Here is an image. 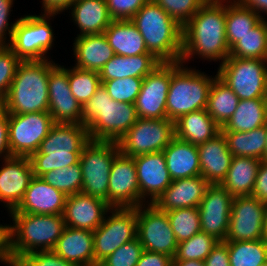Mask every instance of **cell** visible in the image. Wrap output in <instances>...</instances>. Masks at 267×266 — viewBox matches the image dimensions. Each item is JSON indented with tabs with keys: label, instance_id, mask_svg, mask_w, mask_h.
Returning <instances> with one entry per match:
<instances>
[{
	"label": "cell",
	"instance_id": "obj_1",
	"mask_svg": "<svg viewBox=\"0 0 267 266\" xmlns=\"http://www.w3.org/2000/svg\"><path fill=\"white\" fill-rule=\"evenodd\" d=\"M230 54L226 38V5L205 3L183 26L181 63L192 56L221 60L222 64Z\"/></svg>",
	"mask_w": 267,
	"mask_h": 266
},
{
	"label": "cell",
	"instance_id": "obj_2",
	"mask_svg": "<svg viewBox=\"0 0 267 266\" xmlns=\"http://www.w3.org/2000/svg\"><path fill=\"white\" fill-rule=\"evenodd\" d=\"M137 120L135 104L113 100L102 84L82 108V124L94 141L118 143Z\"/></svg>",
	"mask_w": 267,
	"mask_h": 266
},
{
	"label": "cell",
	"instance_id": "obj_3",
	"mask_svg": "<svg viewBox=\"0 0 267 266\" xmlns=\"http://www.w3.org/2000/svg\"><path fill=\"white\" fill-rule=\"evenodd\" d=\"M55 65L48 59L20 61L3 100L5 111L8 114L48 112L49 72Z\"/></svg>",
	"mask_w": 267,
	"mask_h": 266
},
{
	"label": "cell",
	"instance_id": "obj_4",
	"mask_svg": "<svg viewBox=\"0 0 267 266\" xmlns=\"http://www.w3.org/2000/svg\"><path fill=\"white\" fill-rule=\"evenodd\" d=\"M89 141L84 124L55 123L39 150L29 157L33 175L41 177L48 171L79 163L82 149Z\"/></svg>",
	"mask_w": 267,
	"mask_h": 266
},
{
	"label": "cell",
	"instance_id": "obj_5",
	"mask_svg": "<svg viewBox=\"0 0 267 266\" xmlns=\"http://www.w3.org/2000/svg\"><path fill=\"white\" fill-rule=\"evenodd\" d=\"M148 52L161 62H180L183 27L162 7L148 0L132 17Z\"/></svg>",
	"mask_w": 267,
	"mask_h": 266
},
{
	"label": "cell",
	"instance_id": "obj_6",
	"mask_svg": "<svg viewBox=\"0 0 267 266\" xmlns=\"http://www.w3.org/2000/svg\"><path fill=\"white\" fill-rule=\"evenodd\" d=\"M11 252L14 261L23 255L53 250L66 225L63 215L10 213ZM39 247V248H38Z\"/></svg>",
	"mask_w": 267,
	"mask_h": 266
},
{
	"label": "cell",
	"instance_id": "obj_7",
	"mask_svg": "<svg viewBox=\"0 0 267 266\" xmlns=\"http://www.w3.org/2000/svg\"><path fill=\"white\" fill-rule=\"evenodd\" d=\"M171 62V82L166 100V118L175 122L190 112L206 109L212 77Z\"/></svg>",
	"mask_w": 267,
	"mask_h": 266
},
{
	"label": "cell",
	"instance_id": "obj_8",
	"mask_svg": "<svg viewBox=\"0 0 267 266\" xmlns=\"http://www.w3.org/2000/svg\"><path fill=\"white\" fill-rule=\"evenodd\" d=\"M120 152L118 143L90 140L82 149V193L108 203L109 177L114 157Z\"/></svg>",
	"mask_w": 267,
	"mask_h": 266
},
{
	"label": "cell",
	"instance_id": "obj_9",
	"mask_svg": "<svg viewBox=\"0 0 267 266\" xmlns=\"http://www.w3.org/2000/svg\"><path fill=\"white\" fill-rule=\"evenodd\" d=\"M217 76L239 100L267 98V60L228 57Z\"/></svg>",
	"mask_w": 267,
	"mask_h": 266
},
{
	"label": "cell",
	"instance_id": "obj_10",
	"mask_svg": "<svg viewBox=\"0 0 267 266\" xmlns=\"http://www.w3.org/2000/svg\"><path fill=\"white\" fill-rule=\"evenodd\" d=\"M55 15L44 13L17 19L9 47L21 61L48 59L45 55L52 48L54 35L47 19Z\"/></svg>",
	"mask_w": 267,
	"mask_h": 266
},
{
	"label": "cell",
	"instance_id": "obj_11",
	"mask_svg": "<svg viewBox=\"0 0 267 266\" xmlns=\"http://www.w3.org/2000/svg\"><path fill=\"white\" fill-rule=\"evenodd\" d=\"M109 212L112 215L93 231L95 266L137 237V207H111Z\"/></svg>",
	"mask_w": 267,
	"mask_h": 266
},
{
	"label": "cell",
	"instance_id": "obj_12",
	"mask_svg": "<svg viewBox=\"0 0 267 266\" xmlns=\"http://www.w3.org/2000/svg\"><path fill=\"white\" fill-rule=\"evenodd\" d=\"M175 137V122L167 118H138L136 123L119 140L122 154L135 157L163 151Z\"/></svg>",
	"mask_w": 267,
	"mask_h": 266
},
{
	"label": "cell",
	"instance_id": "obj_13",
	"mask_svg": "<svg viewBox=\"0 0 267 266\" xmlns=\"http://www.w3.org/2000/svg\"><path fill=\"white\" fill-rule=\"evenodd\" d=\"M54 124L49 112L8 114L11 156L30 157L37 152Z\"/></svg>",
	"mask_w": 267,
	"mask_h": 266
},
{
	"label": "cell",
	"instance_id": "obj_14",
	"mask_svg": "<svg viewBox=\"0 0 267 266\" xmlns=\"http://www.w3.org/2000/svg\"><path fill=\"white\" fill-rule=\"evenodd\" d=\"M147 203L137 207V237L144 250L174 258L178 243L167 213Z\"/></svg>",
	"mask_w": 267,
	"mask_h": 266
},
{
	"label": "cell",
	"instance_id": "obj_15",
	"mask_svg": "<svg viewBox=\"0 0 267 266\" xmlns=\"http://www.w3.org/2000/svg\"><path fill=\"white\" fill-rule=\"evenodd\" d=\"M267 204L252 195L233 198L228 234L225 241L263 239V224Z\"/></svg>",
	"mask_w": 267,
	"mask_h": 266
},
{
	"label": "cell",
	"instance_id": "obj_16",
	"mask_svg": "<svg viewBox=\"0 0 267 266\" xmlns=\"http://www.w3.org/2000/svg\"><path fill=\"white\" fill-rule=\"evenodd\" d=\"M171 82V62H162L143 78L135 102L138 118H166V100Z\"/></svg>",
	"mask_w": 267,
	"mask_h": 266
},
{
	"label": "cell",
	"instance_id": "obj_17",
	"mask_svg": "<svg viewBox=\"0 0 267 266\" xmlns=\"http://www.w3.org/2000/svg\"><path fill=\"white\" fill-rule=\"evenodd\" d=\"M233 198L220 184L207 187L198 206L202 232L213 236L218 241H225Z\"/></svg>",
	"mask_w": 267,
	"mask_h": 266
},
{
	"label": "cell",
	"instance_id": "obj_18",
	"mask_svg": "<svg viewBox=\"0 0 267 266\" xmlns=\"http://www.w3.org/2000/svg\"><path fill=\"white\" fill-rule=\"evenodd\" d=\"M108 204L111 207H138L141 195L134 157L119 152L110 170Z\"/></svg>",
	"mask_w": 267,
	"mask_h": 266
},
{
	"label": "cell",
	"instance_id": "obj_19",
	"mask_svg": "<svg viewBox=\"0 0 267 266\" xmlns=\"http://www.w3.org/2000/svg\"><path fill=\"white\" fill-rule=\"evenodd\" d=\"M49 109L54 123L82 124V105L71 93L68 69L55 65L48 79Z\"/></svg>",
	"mask_w": 267,
	"mask_h": 266
},
{
	"label": "cell",
	"instance_id": "obj_20",
	"mask_svg": "<svg viewBox=\"0 0 267 266\" xmlns=\"http://www.w3.org/2000/svg\"><path fill=\"white\" fill-rule=\"evenodd\" d=\"M137 170V180L141 195V205L150 196V204H153L158 197L172 183L169 171L166 166L163 151L142 154L134 157ZM146 197V198H145Z\"/></svg>",
	"mask_w": 267,
	"mask_h": 266
},
{
	"label": "cell",
	"instance_id": "obj_21",
	"mask_svg": "<svg viewBox=\"0 0 267 266\" xmlns=\"http://www.w3.org/2000/svg\"><path fill=\"white\" fill-rule=\"evenodd\" d=\"M0 169V201L10 211L15 210L34 177L29 157L11 156L3 159Z\"/></svg>",
	"mask_w": 267,
	"mask_h": 266
},
{
	"label": "cell",
	"instance_id": "obj_22",
	"mask_svg": "<svg viewBox=\"0 0 267 266\" xmlns=\"http://www.w3.org/2000/svg\"><path fill=\"white\" fill-rule=\"evenodd\" d=\"M110 208L104 200L82 192L69 195L63 212L65 225L95 231L102 224Z\"/></svg>",
	"mask_w": 267,
	"mask_h": 266
},
{
	"label": "cell",
	"instance_id": "obj_23",
	"mask_svg": "<svg viewBox=\"0 0 267 266\" xmlns=\"http://www.w3.org/2000/svg\"><path fill=\"white\" fill-rule=\"evenodd\" d=\"M67 196L46 183L40 177H33L25 191L24 198L10 213L41 215H63Z\"/></svg>",
	"mask_w": 267,
	"mask_h": 266
},
{
	"label": "cell",
	"instance_id": "obj_24",
	"mask_svg": "<svg viewBox=\"0 0 267 266\" xmlns=\"http://www.w3.org/2000/svg\"><path fill=\"white\" fill-rule=\"evenodd\" d=\"M209 185L201 175L173 180L153 204L163 212L198 207Z\"/></svg>",
	"mask_w": 267,
	"mask_h": 266
},
{
	"label": "cell",
	"instance_id": "obj_25",
	"mask_svg": "<svg viewBox=\"0 0 267 266\" xmlns=\"http://www.w3.org/2000/svg\"><path fill=\"white\" fill-rule=\"evenodd\" d=\"M198 147L201 176L210 184H221L228 170L233 155L222 132Z\"/></svg>",
	"mask_w": 267,
	"mask_h": 266
},
{
	"label": "cell",
	"instance_id": "obj_26",
	"mask_svg": "<svg viewBox=\"0 0 267 266\" xmlns=\"http://www.w3.org/2000/svg\"><path fill=\"white\" fill-rule=\"evenodd\" d=\"M53 251L77 266H95L93 231L66 226Z\"/></svg>",
	"mask_w": 267,
	"mask_h": 266
},
{
	"label": "cell",
	"instance_id": "obj_27",
	"mask_svg": "<svg viewBox=\"0 0 267 266\" xmlns=\"http://www.w3.org/2000/svg\"><path fill=\"white\" fill-rule=\"evenodd\" d=\"M75 67L100 72L102 67L115 55L104 33L77 36L73 43Z\"/></svg>",
	"mask_w": 267,
	"mask_h": 266
},
{
	"label": "cell",
	"instance_id": "obj_28",
	"mask_svg": "<svg viewBox=\"0 0 267 266\" xmlns=\"http://www.w3.org/2000/svg\"><path fill=\"white\" fill-rule=\"evenodd\" d=\"M172 180L200 176L198 147L176 136L163 150Z\"/></svg>",
	"mask_w": 267,
	"mask_h": 266
},
{
	"label": "cell",
	"instance_id": "obj_29",
	"mask_svg": "<svg viewBox=\"0 0 267 266\" xmlns=\"http://www.w3.org/2000/svg\"><path fill=\"white\" fill-rule=\"evenodd\" d=\"M162 62L152 53L135 56L115 54L100 70L101 81L121 79L126 77L144 78Z\"/></svg>",
	"mask_w": 267,
	"mask_h": 266
},
{
	"label": "cell",
	"instance_id": "obj_30",
	"mask_svg": "<svg viewBox=\"0 0 267 266\" xmlns=\"http://www.w3.org/2000/svg\"><path fill=\"white\" fill-rule=\"evenodd\" d=\"M70 10L74 23L80 29L77 36L102 34L113 21L106 0H75Z\"/></svg>",
	"mask_w": 267,
	"mask_h": 266
},
{
	"label": "cell",
	"instance_id": "obj_31",
	"mask_svg": "<svg viewBox=\"0 0 267 266\" xmlns=\"http://www.w3.org/2000/svg\"><path fill=\"white\" fill-rule=\"evenodd\" d=\"M220 132L221 127L206 109L190 112L175 121V136L196 146L213 139Z\"/></svg>",
	"mask_w": 267,
	"mask_h": 266
},
{
	"label": "cell",
	"instance_id": "obj_32",
	"mask_svg": "<svg viewBox=\"0 0 267 266\" xmlns=\"http://www.w3.org/2000/svg\"><path fill=\"white\" fill-rule=\"evenodd\" d=\"M104 35L117 55L135 56L150 53L131 20H113L105 29Z\"/></svg>",
	"mask_w": 267,
	"mask_h": 266
},
{
	"label": "cell",
	"instance_id": "obj_33",
	"mask_svg": "<svg viewBox=\"0 0 267 266\" xmlns=\"http://www.w3.org/2000/svg\"><path fill=\"white\" fill-rule=\"evenodd\" d=\"M260 162V159L233 156L228 173L220 185L233 197L251 195Z\"/></svg>",
	"mask_w": 267,
	"mask_h": 266
},
{
	"label": "cell",
	"instance_id": "obj_34",
	"mask_svg": "<svg viewBox=\"0 0 267 266\" xmlns=\"http://www.w3.org/2000/svg\"><path fill=\"white\" fill-rule=\"evenodd\" d=\"M267 122V98L239 100L237 108L221 132H249Z\"/></svg>",
	"mask_w": 267,
	"mask_h": 266
},
{
	"label": "cell",
	"instance_id": "obj_35",
	"mask_svg": "<svg viewBox=\"0 0 267 266\" xmlns=\"http://www.w3.org/2000/svg\"><path fill=\"white\" fill-rule=\"evenodd\" d=\"M238 102V96L216 74L209 91L206 107L210 117L220 127H223L235 112Z\"/></svg>",
	"mask_w": 267,
	"mask_h": 266
},
{
	"label": "cell",
	"instance_id": "obj_36",
	"mask_svg": "<svg viewBox=\"0 0 267 266\" xmlns=\"http://www.w3.org/2000/svg\"><path fill=\"white\" fill-rule=\"evenodd\" d=\"M233 156H246L263 160L266 148L265 125L249 132H222Z\"/></svg>",
	"mask_w": 267,
	"mask_h": 266
},
{
	"label": "cell",
	"instance_id": "obj_37",
	"mask_svg": "<svg viewBox=\"0 0 267 266\" xmlns=\"http://www.w3.org/2000/svg\"><path fill=\"white\" fill-rule=\"evenodd\" d=\"M226 5V38L229 48L250 32L262 18L251 8L237 3Z\"/></svg>",
	"mask_w": 267,
	"mask_h": 266
},
{
	"label": "cell",
	"instance_id": "obj_38",
	"mask_svg": "<svg viewBox=\"0 0 267 266\" xmlns=\"http://www.w3.org/2000/svg\"><path fill=\"white\" fill-rule=\"evenodd\" d=\"M264 19L230 48V57L267 60V21Z\"/></svg>",
	"mask_w": 267,
	"mask_h": 266
},
{
	"label": "cell",
	"instance_id": "obj_39",
	"mask_svg": "<svg viewBox=\"0 0 267 266\" xmlns=\"http://www.w3.org/2000/svg\"><path fill=\"white\" fill-rule=\"evenodd\" d=\"M228 246L230 266H260L267 262V242L224 241Z\"/></svg>",
	"mask_w": 267,
	"mask_h": 266
},
{
	"label": "cell",
	"instance_id": "obj_40",
	"mask_svg": "<svg viewBox=\"0 0 267 266\" xmlns=\"http://www.w3.org/2000/svg\"><path fill=\"white\" fill-rule=\"evenodd\" d=\"M166 213L177 243L186 241L201 232L198 207L174 209Z\"/></svg>",
	"mask_w": 267,
	"mask_h": 266
},
{
	"label": "cell",
	"instance_id": "obj_41",
	"mask_svg": "<svg viewBox=\"0 0 267 266\" xmlns=\"http://www.w3.org/2000/svg\"><path fill=\"white\" fill-rule=\"evenodd\" d=\"M68 80L71 93L82 107L102 84L99 72L79 69L75 66L68 69Z\"/></svg>",
	"mask_w": 267,
	"mask_h": 266
},
{
	"label": "cell",
	"instance_id": "obj_42",
	"mask_svg": "<svg viewBox=\"0 0 267 266\" xmlns=\"http://www.w3.org/2000/svg\"><path fill=\"white\" fill-rule=\"evenodd\" d=\"M40 178L66 196L82 191V171L79 163L48 171Z\"/></svg>",
	"mask_w": 267,
	"mask_h": 266
},
{
	"label": "cell",
	"instance_id": "obj_43",
	"mask_svg": "<svg viewBox=\"0 0 267 266\" xmlns=\"http://www.w3.org/2000/svg\"><path fill=\"white\" fill-rule=\"evenodd\" d=\"M217 242L218 240L205 232L196 233L190 239L178 243L173 260L205 261Z\"/></svg>",
	"mask_w": 267,
	"mask_h": 266
},
{
	"label": "cell",
	"instance_id": "obj_44",
	"mask_svg": "<svg viewBox=\"0 0 267 266\" xmlns=\"http://www.w3.org/2000/svg\"><path fill=\"white\" fill-rule=\"evenodd\" d=\"M101 82L113 100L135 104L143 78L126 77Z\"/></svg>",
	"mask_w": 267,
	"mask_h": 266
},
{
	"label": "cell",
	"instance_id": "obj_45",
	"mask_svg": "<svg viewBox=\"0 0 267 266\" xmlns=\"http://www.w3.org/2000/svg\"><path fill=\"white\" fill-rule=\"evenodd\" d=\"M138 237L119 246L112 254L103 259L98 266H136L143 252Z\"/></svg>",
	"mask_w": 267,
	"mask_h": 266
},
{
	"label": "cell",
	"instance_id": "obj_46",
	"mask_svg": "<svg viewBox=\"0 0 267 266\" xmlns=\"http://www.w3.org/2000/svg\"><path fill=\"white\" fill-rule=\"evenodd\" d=\"M182 27L206 3L204 0H153Z\"/></svg>",
	"mask_w": 267,
	"mask_h": 266
},
{
	"label": "cell",
	"instance_id": "obj_47",
	"mask_svg": "<svg viewBox=\"0 0 267 266\" xmlns=\"http://www.w3.org/2000/svg\"><path fill=\"white\" fill-rule=\"evenodd\" d=\"M21 60L9 46H0V99L4 100Z\"/></svg>",
	"mask_w": 267,
	"mask_h": 266
},
{
	"label": "cell",
	"instance_id": "obj_48",
	"mask_svg": "<svg viewBox=\"0 0 267 266\" xmlns=\"http://www.w3.org/2000/svg\"><path fill=\"white\" fill-rule=\"evenodd\" d=\"M14 266H77L76 264L64 260L53 250L36 251L18 257Z\"/></svg>",
	"mask_w": 267,
	"mask_h": 266
},
{
	"label": "cell",
	"instance_id": "obj_49",
	"mask_svg": "<svg viewBox=\"0 0 267 266\" xmlns=\"http://www.w3.org/2000/svg\"><path fill=\"white\" fill-rule=\"evenodd\" d=\"M148 0H106L113 20H131Z\"/></svg>",
	"mask_w": 267,
	"mask_h": 266
},
{
	"label": "cell",
	"instance_id": "obj_50",
	"mask_svg": "<svg viewBox=\"0 0 267 266\" xmlns=\"http://www.w3.org/2000/svg\"><path fill=\"white\" fill-rule=\"evenodd\" d=\"M12 5H13V0H0V46L10 45L13 35V30L17 23V20L14 23H11V25H9L8 23ZM7 31L9 35V40H8L9 42L6 41Z\"/></svg>",
	"mask_w": 267,
	"mask_h": 266
},
{
	"label": "cell",
	"instance_id": "obj_51",
	"mask_svg": "<svg viewBox=\"0 0 267 266\" xmlns=\"http://www.w3.org/2000/svg\"><path fill=\"white\" fill-rule=\"evenodd\" d=\"M204 263L205 266H230L227 244L224 241H218Z\"/></svg>",
	"mask_w": 267,
	"mask_h": 266
},
{
	"label": "cell",
	"instance_id": "obj_52",
	"mask_svg": "<svg viewBox=\"0 0 267 266\" xmlns=\"http://www.w3.org/2000/svg\"><path fill=\"white\" fill-rule=\"evenodd\" d=\"M259 201L267 204V160H261L256 182L251 193Z\"/></svg>",
	"mask_w": 267,
	"mask_h": 266
},
{
	"label": "cell",
	"instance_id": "obj_53",
	"mask_svg": "<svg viewBox=\"0 0 267 266\" xmlns=\"http://www.w3.org/2000/svg\"><path fill=\"white\" fill-rule=\"evenodd\" d=\"M0 262L8 266H14V258L11 252L10 225H0Z\"/></svg>",
	"mask_w": 267,
	"mask_h": 266
},
{
	"label": "cell",
	"instance_id": "obj_54",
	"mask_svg": "<svg viewBox=\"0 0 267 266\" xmlns=\"http://www.w3.org/2000/svg\"><path fill=\"white\" fill-rule=\"evenodd\" d=\"M172 260L166 254L143 250L136 266H172Z\"/></svg>",
	"mask_w": 267,
	"mask_h": 266
},
{
	"label": "cell",
	"instance_id": "obj_55",
	"mask_svg": "<svg viewBox=\"0 0 267 266\" xmlns=\"http://www.w3.org/2000/svg\"><path fill=\"white\" fill-rule=\"evenodd\" d=\"M0 157L3 159L11 157L9 148L8 113L6 111L0 115Z\"/></svg>",
	"mask_w": 267,
	"mask_h": 266
},
{
	"label": "cell",
	"instance_id": "obj_56",
	"mask_svg": "<svg viewBox=\"0 0 267 266\" xmlns=\"http://www.w3.org/2000/svg\"><path fill=\"white\" fill-rule=\"evenodd\" d=\"M75 0H42V6L44 13L58 14L64 10H67Z\"/></svg>",
	"mask_w": 267,
	"mask_h": 266
},
{
	"label": "cell",
	"instance_id": "obj_57",
	"mask_svg": "<svg viewBox=\"0 0 267 266\" xmlns=\"http://www.w3.org/2000/svg\"><path fill=\"white\" fill-rule=\"evenodd\" d=\"M238 3L253 9L262 19L261 12L267 14V0H238Z\"/></svg>",
	"mask_w": 267,
	"mask_h": 266
},
{
	"label": "cell",
	"instance_id": "obj_58",
	"mask_svg": "<svg viewBox=\"0 0 267 266\" xmlns=\"http://www.w3.org/2000/svg\"><path fill=\"white\" fill-rule=\"evenodd\" d=\"M172 266H205L204 261L198 260H172Z\"/></svg>",
	"mask_w": 267,
	"mask_h": 266
},
{
	"label": "cell",
	"instance_id": "obj_59",
	"mask_svg": "<svg viewBox=\"0 0 267 266\" xmlns=\"http://www.w3.org/2000/svg\"><path fill=\"white\" fill-rule=\"evenodd\" d=\"M263 239L267 242V207H266L265 216H264Z\"/></svg>",
	"mask_w": 267,
	"mask_h": 266
},
{
	"label": "cell",
	"instance_id": "obj_60",
	"mask_svg": "<svg viewBox=\"0 0 267 266\" xmlns=\"http://www.w3.org/2000/svg\"><path fill=\"white\" fill-rule=\"evenodd\" d=\"M206 3H225L227 1V3H237L238 0H204Z\"/></svg>",
	"mask_w": 267,
	"mask_h": 266
},
{
	"label": "cell",
	"instance_id": "obj_61",
	"mask_svg": "<svg viewBox=\"0 0 267 266\" xmlns=\"http://www.w3.org/2000/svg\"><path fill=\"white\" fill-rule=\"evenodd\" d=\"M265 128H266V137H267V122L265 124ZM263 159L267 160V142H266V148H265V151H264V158Z\"/></svg>",
	"mask_w": 267,
	"mask_h": 266
},
{
	"label": "cell",
	"instance_id": "obj_62",
	"mask_svg": "<svg viewBox=\"0 0 267 266\" xmlns=\"http://www.w3.org/2000/svg\"><path fill=\"white\" fill-rule=\"evenodd\" d=\"M5 111V108H4V102L2 99H0V115Z\"/></svg>",
	"mask_w": 267,
	"mask_h": 266
},
{
	"label": "cell",
	"instance_id": "obj_63",
	"mask_svg": "<svg viewBox=\"0 0 267 266\" xmlns=\"http://www.w3.org/2000/svg\"><path fill=\"white\" fill-rule=\"evenodd\" d=\"M260 266H267V262H265L264 264H261Z\"/></svg>",
	"mask_w": 267,
	"mask_h": 266
}]
</instances>
